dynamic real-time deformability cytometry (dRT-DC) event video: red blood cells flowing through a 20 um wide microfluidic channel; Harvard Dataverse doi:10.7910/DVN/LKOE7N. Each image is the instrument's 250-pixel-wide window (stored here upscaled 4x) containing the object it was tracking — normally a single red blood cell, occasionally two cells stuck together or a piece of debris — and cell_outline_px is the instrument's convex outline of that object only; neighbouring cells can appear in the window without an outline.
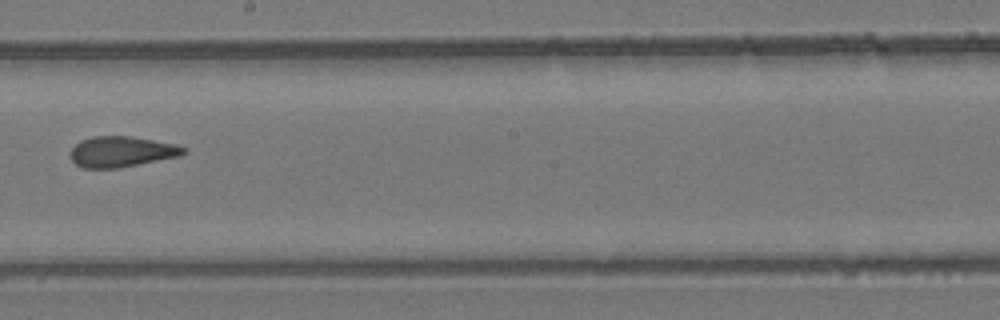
{"species": "common noctule bat (a hibernating species)", "species_latin": "Nyctalus noctula", "temperature_condition": "room temperature", "stored_images_in_passage": 9, "camera_frame_rate_fps": 3000, "um_per_image_px": 0.085, "animal": {"sex": "female", "body_mass_g": 24.6, "forearm_length_mm": 56.2}, "frame": {"image": 1, "passage_image": 8, "time_ms": 9.0, "image_size_px": [1000, 320], "cell_outline_px": [[188, 152], [180, 156], [120, 168], [84, 168], [76, 164], [72, 160], [68, 152], [80, 140], [92, 136], [132, 136], [176, 144], [188, 148]], "centroid_in_image_um": [10.35, 12.89], "position_along_channel_um": 237.8, "area_um2": 20.52}}
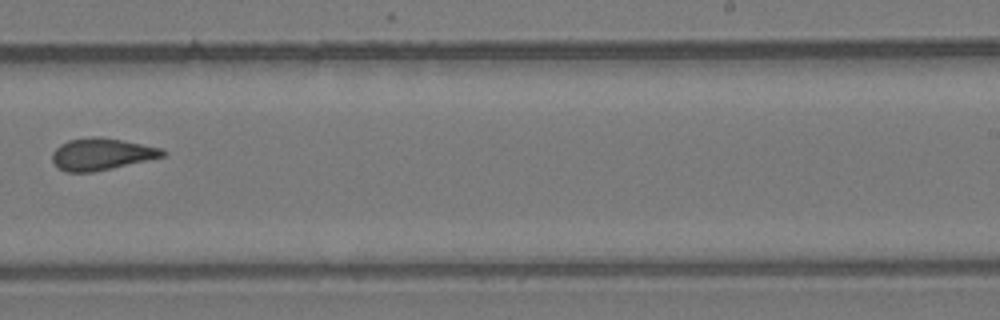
{"frame": {"image": 2, "passage_image": 9, "time_ms": 10.0, "image_size_px": [1000, 320], "cell_outline_px": [[168, 152], [164, 156], [112, 168], [92, 172], [68, 172], [56, 168], [52, 160], [52, 152], [60, 144], [68, 140], [96, 136], [100, 136], [164, 148]], "centroid_in_image_um": [8.62, 13.1], "position_along_channel_um": 280.4, "area_um2": 20.58}}